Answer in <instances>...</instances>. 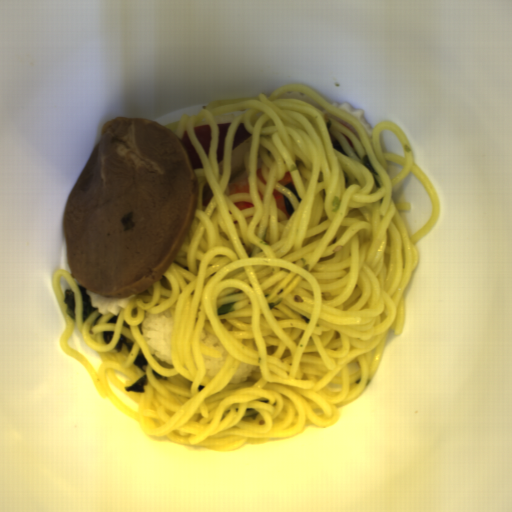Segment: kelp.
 <instances>
[{
    "instance_id": "2",
    "label": "kelp",
    "mask_w": 512,
    "mask_h": 512,
    "mask_svg": "<svg viewBox=\"0 0 512 512\" xmlns=\"http://www.w3.org/2000/svg\"><path fill=\"white\" fill-rule=\"evenodd\" d=\"M63 304L66 306L65 312L77 322L75 312V294L72 289H65L63 292Z\"/></svg>"
},
{
    "instance_id": "7",
    "label": "kelp",
    "mask_w": 512,
    "mask_h": 512,
    "mask_svg": "<svg viewBox=\"0 0 512 512\" xmlns=\"http://www.w3.org/2000/svg\"><path fill=\"white\" fill-rule=\"evenodd\" d=\"M117 321H118V313H117V315L114 314V316L110 320H108V322H112L115 324L117 323Z\"/></svg>"
},
{
    "instance_id": "3",
    "label": "kelp",
    "mask_w": 512,
    "mask_h": 512,
    "mask_svg": "<svg viewBox=\"0 0 512 512\" xmlns=\"http://www.w3.org/2000/svg\"><path fill=\"white\" fill-rule=\"evenodd\" d=\"M148 375H143L139 380H137L132 386H127L124 388L125 392H133V393H143L146 392L144 387L148 385Z\"/></svg>"
},
{
    "instance_id": "5",
    "label": "kelp",
    "mask_w": 512,
    "mask_h": 512,
    "mask_svg": "<svg viewBox=\"0 0 512 512\" xmlns=\"http://www.w3.org/2000/svg\"><path fill=\"white\" fill-rule=\"evenodd\" d=\"M133 364H134V366H137V367H139L142 371H144V370H146V369L144 368V366H145L146 364H148V360L146 359V357H145L144 355H138V354H137L136 359H135V361H134V363H133Z\"/></svg>"
},
{
    "instance_id": "4",
    "label": "kelp",
    "mask_w": 512,
    "mask_h": 512,
    "mask_svg": "<svg viewBox=\"0 0 512 512\" xmlns=\"http://www.w3.org/2000/svg\"><path fill=\"white\" fill-rule=\"evenodd\" d=\"M124 344L127 345L128 350L131 352V349H132V347L134 345V342H132L131 340L127 339L122 334L120 336L119 343L114 346L116 351H118L120 353Z\"/></svg>"
},
{
    "instance_id": "1",
    "label": "kelp",
    "mask_w": 512,
    "mask_h": 512,
    "mask_svg": "<svg viewBox=\"0 0 512 512\" xmlns=\"http://www.w3.org/2000/svg\"><path fill=\"white\" fill-rule=\"evenodd\" d=\"M78 288L81 292V298H82V324L84 323V321L86 320V318L95 310V309H98L99 310V307L96 306V305H92V298L91 296L87 293V290L84 285H78Z\"/></svg>"
},
{
    "instance_id": "6",
    "label": "kelp",
    "mask_w": 512,
    "mask_h": 512,
    "mask_svg": "<svg viewBox=\"0 0 512 512\" xmlns=\"http://www.w3.org/2000/svg\"><path fill=\"white\" fill-rule=\"evenodd\" d=\"M103 337H104L106 343L109 344L113 338V331H103Z\"/></svg>"
}]
</instances>
